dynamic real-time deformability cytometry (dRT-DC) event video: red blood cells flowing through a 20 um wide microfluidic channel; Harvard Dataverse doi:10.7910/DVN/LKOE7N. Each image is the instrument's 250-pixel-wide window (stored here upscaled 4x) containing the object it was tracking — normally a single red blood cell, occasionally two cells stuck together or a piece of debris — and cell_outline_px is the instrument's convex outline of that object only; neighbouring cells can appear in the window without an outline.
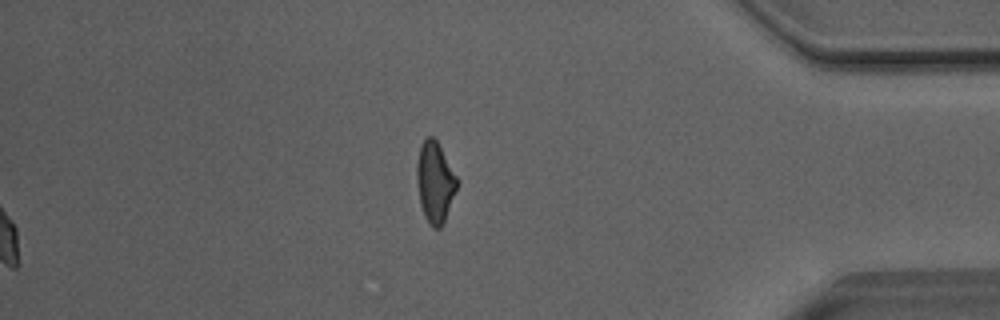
{"species": "Egyptian fruit bat (a non-hibernating species)", "species_latin": "Rousettus aegyptiacus", "temperature_condition": "room temperature", "stored_images_in_passage": 38, "segment_of_instrument_passage": [2, 2], "camera_frame_rate_fps": 3000, "um_per_image_px": 0.085, "animal": {"sex": "male"}, "frame": {"image": 1, "passage_image": 38, "time_ms": 12.333, "image_size_px": [1000, 320], "cell_outline_px": [[460, 180], [444, 220], [440, 228], [432, 228], [428, 224], [424, 216], [420, 204], [416, 180], [416, 164], [420, 144], [428, 136], [432, 136], [436, 140]], "centroid_in_image_um": [36.96, 15.47], "position_along_channel_um": 398.2, "area_um2": 19.07}}